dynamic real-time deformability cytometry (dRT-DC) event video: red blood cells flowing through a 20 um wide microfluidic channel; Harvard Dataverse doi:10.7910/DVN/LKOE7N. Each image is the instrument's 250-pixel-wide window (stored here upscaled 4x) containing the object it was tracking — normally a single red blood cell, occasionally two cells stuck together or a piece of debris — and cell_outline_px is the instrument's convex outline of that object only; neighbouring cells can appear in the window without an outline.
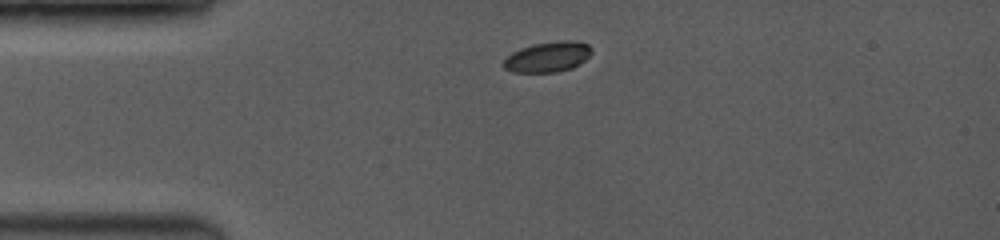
{"species": "common noctule bat (a hibernating species)", "species_latin": "Nyctalus noctula", "temperature_condition": "room temperature", "stored_images_in_passage": 26, "camera_frame_rate_fps": 3500, "um_per_image_px": 0.085, "animal": {"sex": "female", "body_mass_g": 19.0, "forearm_length_mm": 53.3}, "frame": {"image": 1, "passage_image": 1, "time_ms": 0.0, "image_size_px": [1000, 240], "cell_outline_px": [[592, 52], [580, 64], [572, 68], [556, 72], [512, 72], [504, 68], [504, 60], [512, 52], [520, 48], [536, 44], [568, 40], [588, 44], [592, 48]], "centroid_in_image_um": [46.57, 4.85], "position_along_channel_um": 38.4, "area_um2": 15.32}}
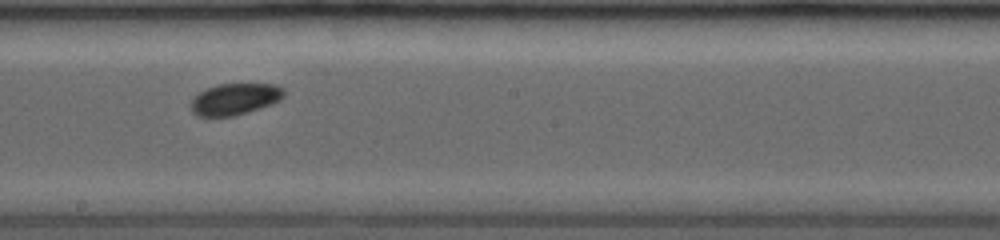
{"frame": {"image": 2, "passage_image": 15, "time_ms": 5.429, "image_size_px": [1000, 240], "cell_outline_px": [[284, 96], [280, 100], [272, 104], [260, 108], [232, 116], [196, 116], [192, 112], [192, 100], [200, 92], [216, 84], [276, 84], [284, 88]], "centroid_in_image_um": [20.0, 8.41], "position_along_channel_um": 228.2, "area_um2": 16.94}}
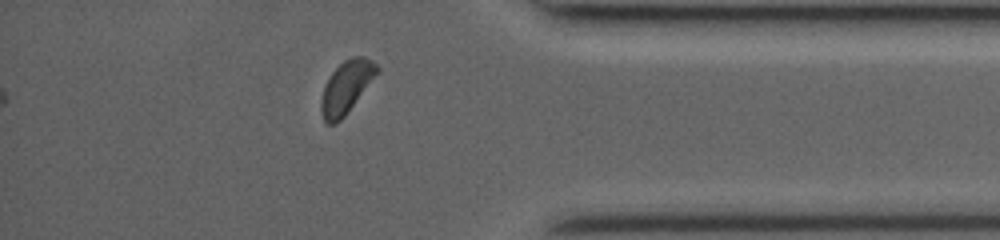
{"frame": {"image": 3, "passage_image": 26, "time_ms": 10.0, "image_size_px": [1000, 240], "cell_outline_px": [[380, 68], [344, 116], [336, 124], [328, 124], [324, 120], [320, 108], [320, 104], [324, 88], [332, 72], [344, 60], [352, 56], [364, 56], [372, 60]], "centroid_in_image_um": [29.42, 7.39], "position_along_channel_um": 405.8, "area_um2": 16.47}, "authors_computed_cell_mechanics": {"area_um2": 16.9932, "velocity_mm_per_s": 4.07, "shape_relaxation_time_tau1_ms": 2.4473, "shape_relaxation_time_tau2_ms": 8.0361, "deformation_change_tau1": 0.0589, "deformation_change_tau2": 0.0898}}